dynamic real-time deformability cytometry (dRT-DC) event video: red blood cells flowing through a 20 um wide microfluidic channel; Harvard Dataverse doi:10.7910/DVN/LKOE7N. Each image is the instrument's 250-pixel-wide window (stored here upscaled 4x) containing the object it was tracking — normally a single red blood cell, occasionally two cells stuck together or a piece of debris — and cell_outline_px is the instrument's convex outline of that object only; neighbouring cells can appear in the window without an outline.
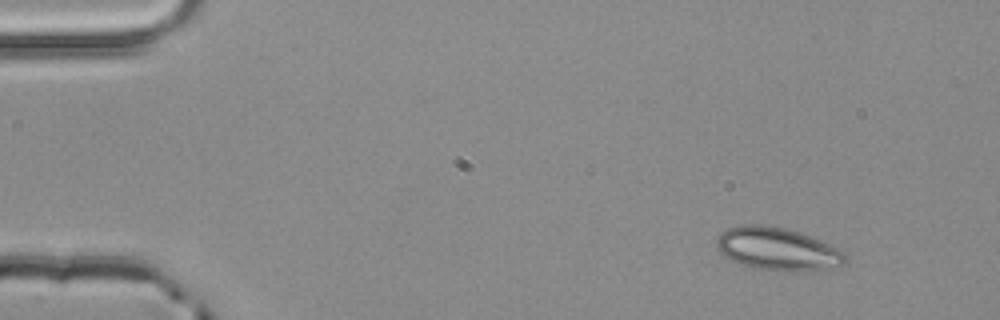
{"species": "common noctule bat (a hibernating species)", "species_latin": "Nyctalus noctula", "temperature_condition": "room temperature", "stored_images_in_passage": 3, "camera_frame_rate_fps": 3000, "um_per_image_px": 0.085, "animal": {"sex": "male", "body_mass_g": 20.4}, "frame": {"image": 1, "passage_image": 1, "time_ms": 0.0, "image_size_px": [1000, 320], "cell_outline_px": [[848, 260], [844, 264], [824, 268], [752, 268], [732, 260], [724, 256], [716, 248], [716, 240], [720, 232], [728, 228], [740, 224], [764, 224], [784, 228], [800, 232], [812, 236], [836, 248]], "centroid_in_image_um": [65.97, 21.08], "position_along_channel_um": 19.0, "area_um2": 30.98}}